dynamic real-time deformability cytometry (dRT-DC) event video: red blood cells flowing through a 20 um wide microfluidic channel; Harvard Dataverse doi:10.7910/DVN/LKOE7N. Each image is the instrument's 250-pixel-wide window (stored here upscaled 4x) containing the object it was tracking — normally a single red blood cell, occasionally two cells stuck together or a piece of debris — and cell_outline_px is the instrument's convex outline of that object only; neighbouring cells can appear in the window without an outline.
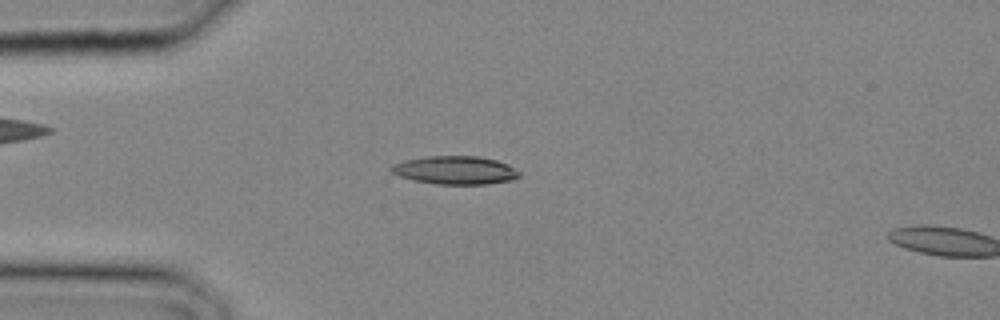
{"species": "common noctule bat (a hibernating species)", "species_latin": "Nyctalus noctula", "temperature_condition": "cold", "stored_images_in_passage": 6, "camera_frame_rate_fps": 3000, "um_per_image_px": 0.085, "animal": {"sex": "male", "body_mass_g": 20.4}, "frame": {"image": 1, "passage_image": 5, "time_ms": 1.333, "image_size_px": [1000, 320], "cell_outline_px": [[520, 176], [512, 180], [488, 184], [436, 184], [416, 180], [400, 176], [392, 172], [388, 168], [392, 164], [404, 160], [428, 156], [476, 156], [496, 160], [508, 164], [520, 172]], "centroid_in_image_um": [38.7, 14.46], "position_along_channel_um": 46.3, "area_um2": 21.04}}